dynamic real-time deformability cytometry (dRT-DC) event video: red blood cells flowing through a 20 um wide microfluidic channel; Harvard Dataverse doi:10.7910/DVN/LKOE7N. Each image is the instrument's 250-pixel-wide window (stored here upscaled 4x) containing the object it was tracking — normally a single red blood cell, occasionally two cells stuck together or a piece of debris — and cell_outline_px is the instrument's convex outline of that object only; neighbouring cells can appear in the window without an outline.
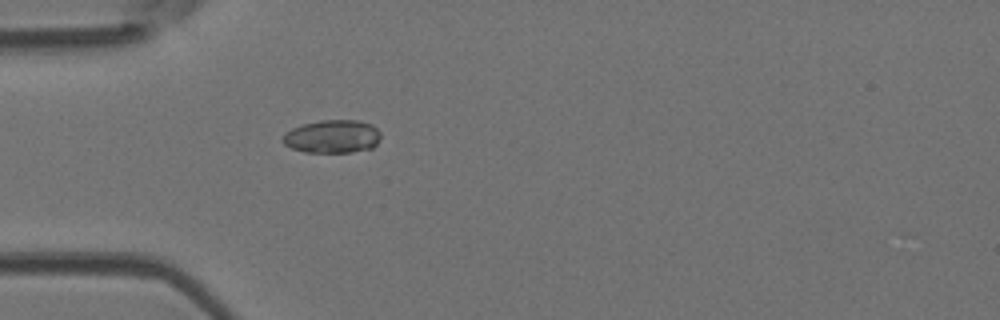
{"species": "Egyptian fruit bat (a non-hibernating species)", "species_latin": "Rousettus aegyptiacus", "temperature_condition": "room temperature", "stored_images_in_passage": 5, "camera_frame_rate_fps": 3000, "um_per_image_px": 0.085, "animal": {"sex": "female"}, "frame": {"image": 1, "passage_image": 5, "time_ms": 1.333, "image_size_px": [1000, 320], "cell_outline_px": [[380, 140], [372, 148], [352, 152], [304, 152], [292, 148], [284, 144], [284, 132], [292, 128], [304, 124], [320, 120], [356, 120], [372, 124], [380, 132]], "centroid_in_image_um": [28.27, 11.6], "position_along_channel_um": 56.7, "area_um2": 18.9}}